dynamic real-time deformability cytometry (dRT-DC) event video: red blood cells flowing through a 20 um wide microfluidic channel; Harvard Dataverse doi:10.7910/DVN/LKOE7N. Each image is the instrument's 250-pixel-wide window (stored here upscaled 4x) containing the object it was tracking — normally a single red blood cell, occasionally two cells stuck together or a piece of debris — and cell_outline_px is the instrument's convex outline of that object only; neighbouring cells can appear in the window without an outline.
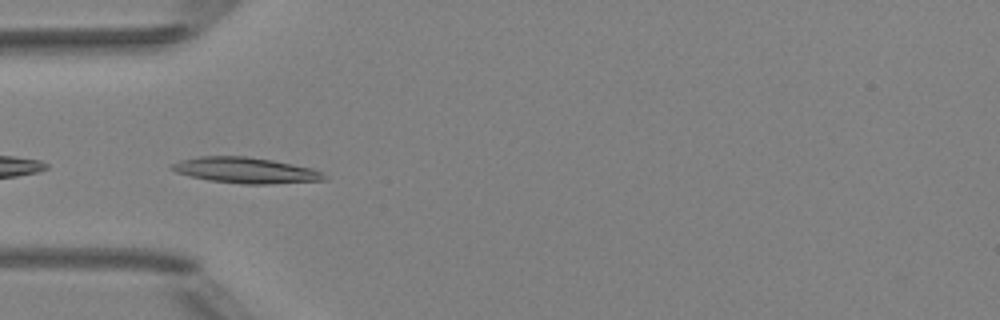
{"species": "Egyptian fruit bat (a non-hibernating species)", "species_latin": "Rousettus aegyptiacus", "temperature_condition": "room temperature", "stored_images_in_passage": 8, "camera_frame_rate_fps": 3000, "um_per_image_px": 0.085, "animal": {"sex": "female"}, "frame": {"image": 1, "passage_image": 4, "time_ms": 4.333, "image_size_px": [1000, 320], "cell_outline_px": [[328, 180], [268, 184], [244, 184], [208, 180], [188, 176], [176, 172], [172, 168], [172, 164], [180, 160], [200, 156], [248, 156], [272, 160], [312, 168], [328, 176]], "centroid_in_image_um": [20.9, 14.48], "position_along_channel_um": 64.1, "area_um2": 22.89}}
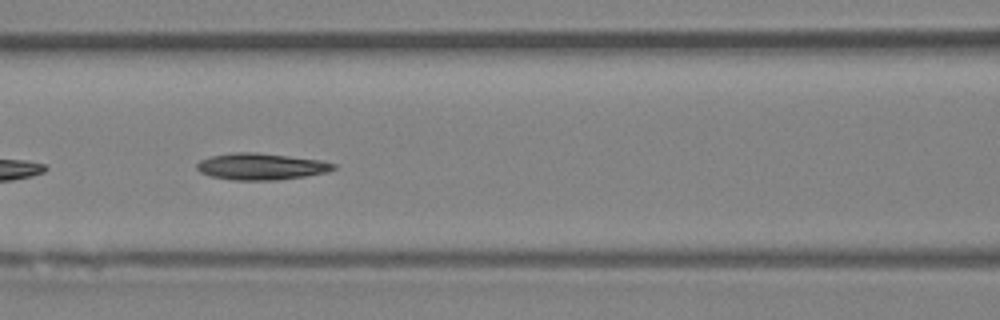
{"frame": {"image": 2, "passage_image": 6, "time_ms": 6.333, "image_size_px": [1000, 320], "cell_outline_px": [[336, 168], [328, 172], [304, 176], [276, 180], [232, 180], [212, 176], [200, 172], [196, 168], [196, 164], [200, 160], [212, 156], [232, 152], [256, 152], [320, 160], [336, 164]], "centroid_in_image_um": [22.18, 14.15], "position_along_channel_um": 144.4, "area_um2": 21.1}}
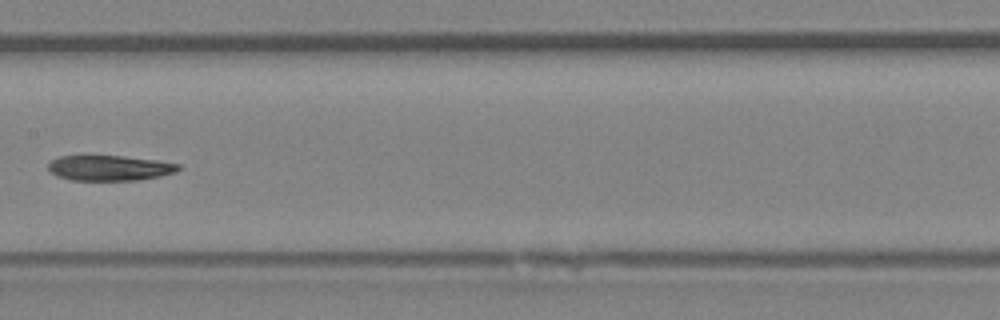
{"frame": {"image": 3, "passage_image": 7, "time_ms": 7.667, "image_size_px": [1000, 320], "cell_outline_px": [[180, 168], [176, 172], [160, 176], [136, 180], [72, 180], [56, 176], [48, 168], [48, 164], [52, 160], [60, 156], [124, 156], [156, 160], [180, 164]], "centroid_in_image_um": [9.32, 14.28], "position_along_channel_um": 198.1, "area_um2": 19.07}}